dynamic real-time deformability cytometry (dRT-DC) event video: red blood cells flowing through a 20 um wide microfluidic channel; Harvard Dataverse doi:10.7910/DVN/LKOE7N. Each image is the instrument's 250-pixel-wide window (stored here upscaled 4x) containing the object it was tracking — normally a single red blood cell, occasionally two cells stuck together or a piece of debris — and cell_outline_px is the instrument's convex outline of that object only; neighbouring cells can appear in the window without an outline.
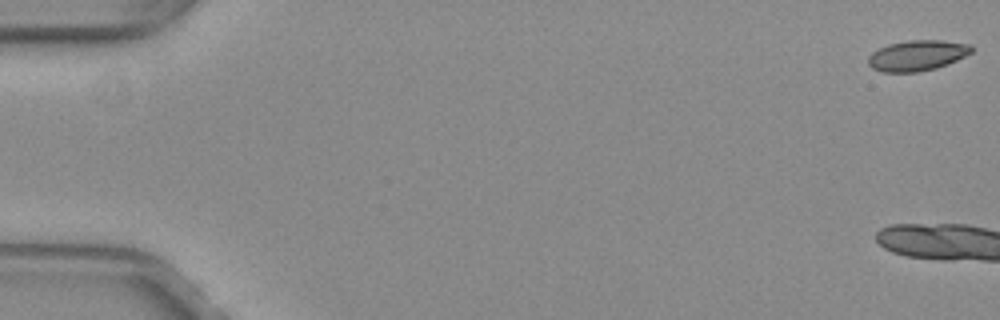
{"species": "common noctule bat (a hibernating species)", "species_latin": "Nyctalus noctula", "temperature_condition": "warm", "stored_images_in_passage": 9, "camera_frame_rate_fps": 3000, "um_per_image_px": 0.085, "animal": {"sex": "female", "body_mass_g": 29.2, "forearm_length_mm": 56.3}, "frame": {"image": 1, "passage_image": 1, "time_ms": 0.0, "image_size_px": [1000, 320], "cell_outline_px": [[972, 52], [948, 64], [936, 68], [916, 72], [884, 72], [872, 68], [868, 64], [868, 56], [872, 52], [888, 44], [908, 40], [940, 40], [972, 44]], "centroid_in_image_um": [77.96, 4.71], "position_along_channel_um": 7.0, "area_um2": 18.38}}